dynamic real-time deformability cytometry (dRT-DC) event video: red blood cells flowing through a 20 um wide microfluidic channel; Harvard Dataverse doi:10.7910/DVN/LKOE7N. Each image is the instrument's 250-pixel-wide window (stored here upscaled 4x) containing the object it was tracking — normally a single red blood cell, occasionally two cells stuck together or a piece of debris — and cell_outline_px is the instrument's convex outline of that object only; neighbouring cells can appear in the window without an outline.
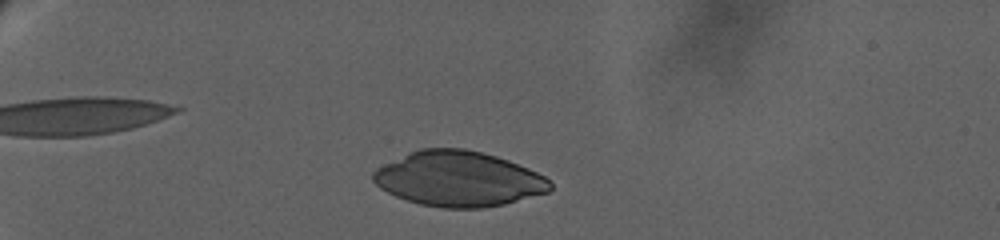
{"species": "human", "species_latin": "Homo sapiens", "temperature_condition": "warm", "stored_images_in_passage": 23, "camera_frame_rate_fps": 3000, "um_per_image_px": 0.085, "donor": {"sex": "female"}, "frame": {"image": 1, "passage_image": 7, "time_ms": 1.333, "image_size_px": [1000, 240], "cell_outline_px": [[552, 188], [548, 192], [504, 204], [484, 208], [440, 208], [420, 204], [396, 196], [380, 188], [372, 180], [372, 172], [376, 168], [408, 152], [420, 148], [464, 148], [496, 156], [508, 160], [528, 168], [544, 176], [552, 184]], "centroid_in_image_um": [38.95, 15.2], "position_along_channel_um": 46.0, "area_um2": 56.82}}